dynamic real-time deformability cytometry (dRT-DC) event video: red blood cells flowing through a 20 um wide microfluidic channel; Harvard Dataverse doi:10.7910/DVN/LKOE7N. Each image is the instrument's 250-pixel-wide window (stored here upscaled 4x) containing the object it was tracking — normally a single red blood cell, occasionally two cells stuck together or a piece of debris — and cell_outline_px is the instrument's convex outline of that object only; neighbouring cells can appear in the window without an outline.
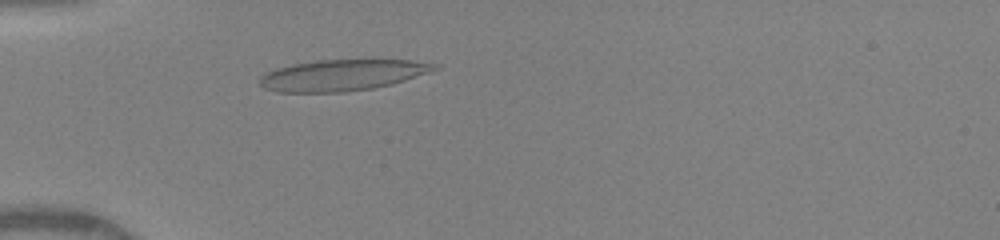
{"species": "human", "species_latin": "Homo sapiens", "temperature_condition": "warm", "stored_images_in_passage": 45, "camera_frame_rate_fps": 3000, "um_per_image_px": 0.085, "donor": {"sex": "female"}, "frame": {"image": 1, "passage_image": 11, "time_ms": 3.333, "image_size_px": [1000, 240], "cell_outline_px": [[440, 68], [392, 84], [372, 88], [344, 92], [276, 92], [264, 88], [260, 84], [260, 76], [264, 72], [276, 68], [316, 60], [412, 60], [440, 64]], "centroid_in_image_um": [29.08, 6.38], "position_along_channel_um": 55.9, "area_um2": 31.62}}
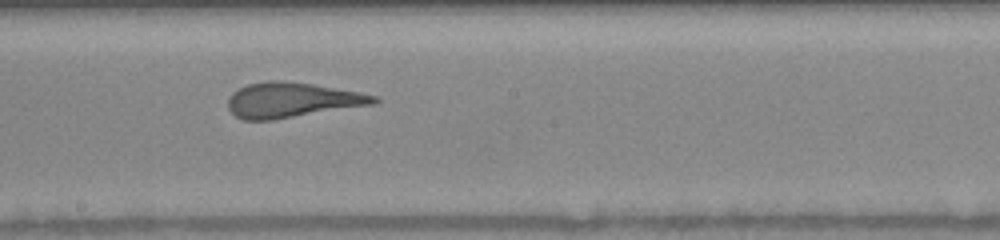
{"frame": {"image": 2, "passage_image": 24, "time_ms": 7.667, "image_size_px": [1000, 240], "cell_outline_px": [[380, 100], [376, 104], [272, 120], [244, 120], [236, 116], [228, 108], [228, 100], [232, 92], [248, 84], [268, 80], [280, 80], [312, 84], [360, 92], [376, 96]], "centroid_in_image_um": [24.83, 8.5], "position_along_channel_um": 223.4, "area_um2": 29.77}}
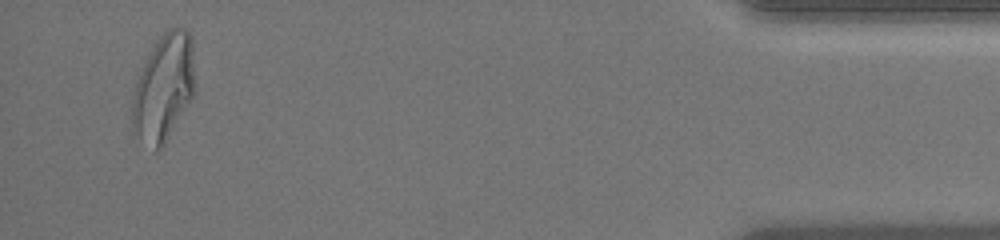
{"frame": {"image": 3, "passage_image": 43, "time_ms": 14.0, "image_size_px": [1000, 240], "cell_outline_px": [[196, 92], [164, 144], [156, 152], [132, 136], [132, 100], [136, 84], [144, 60], [148, 52], [160, 36], [168, 28], [184, 28], [192, 36], [196, 88]], "centroid_in_image_um": [13.91, 7.47], "position_along_channel_um": 421.3, "area_um2": 39.82}, "authors_computed_cell_mechanics": {"area_um2": 31.3276, "velocity_mm_per_s": 4.1362, "shape_relaxation_time_tau1_ms": 5.8794, "shape_relaxation_time_tau2_ms": 0.6399, "deformation_change_tau1": 0.2529, "deformation_change_tau2": 0.0995}}